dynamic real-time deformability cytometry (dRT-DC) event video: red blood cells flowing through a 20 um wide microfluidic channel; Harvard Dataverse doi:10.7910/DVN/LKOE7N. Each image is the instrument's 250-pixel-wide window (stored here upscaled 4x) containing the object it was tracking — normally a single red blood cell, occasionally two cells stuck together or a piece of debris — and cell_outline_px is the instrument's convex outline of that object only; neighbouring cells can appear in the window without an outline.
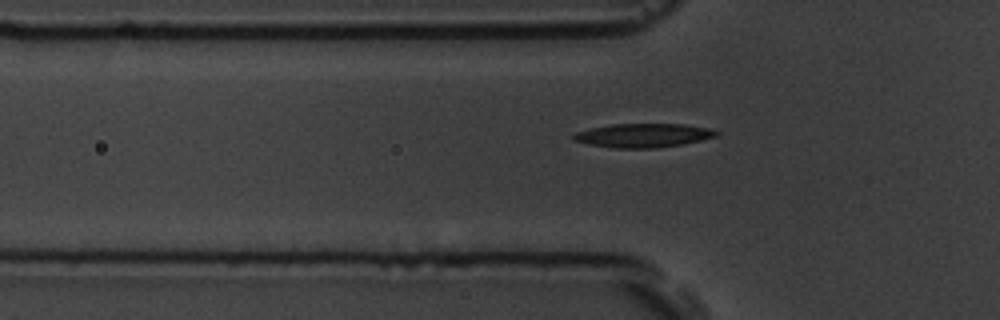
{"species": "common noctule bat (a hibernating species)", "species_latin": "Nyctalus noctula", "temperature_condition": "room temperature", "stored_images_in_passage": 37, "camera_frame_rate_fps": 3000, "um_per_image_px": 0.085, "animal": {"sex": "male", "body_mass_g": 19.5, "forearm_length_mm": 54.6}, "frame": {"image": 1, "passage_image": 2, "time_ms": 0.333, "image_size_px": [1000, 320], "cell_outline_px": [[720, 132], [716, 136], [700, 140], [680, 144], [656, 148], [616, 148], [588, 144], [572, 140], [572, 136], [576, 132], [592, 128], [612, 124], [684, 124], [708, 128]], "centroid_in_image_um": [54.65, 11.51], "position_along_channel_um": 71.1, "area_um2": 19.65}}
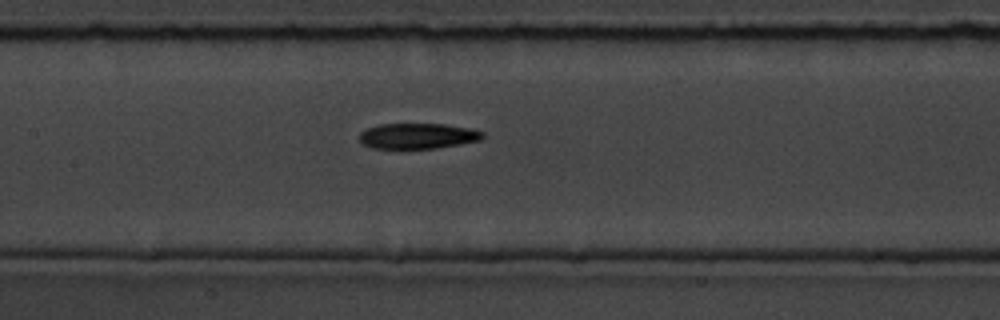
{"frame": {"image": 2, "passage_image": 10, "time_ms": 3.0, "image_size_px": [1000, 320], "cell_outline_px": [[484, 136], [480, 140], [460, 144], [436, 148], [372, 148], [364, 144], [360, 140], [360, 132], [368, 128], [380, 124], [444, 124], [468, 128], [484, 132]], "centroid_in_image_um": [35.51, 11.55], "position_along_channel_um": 171.9, "area_um2": 18.15}}
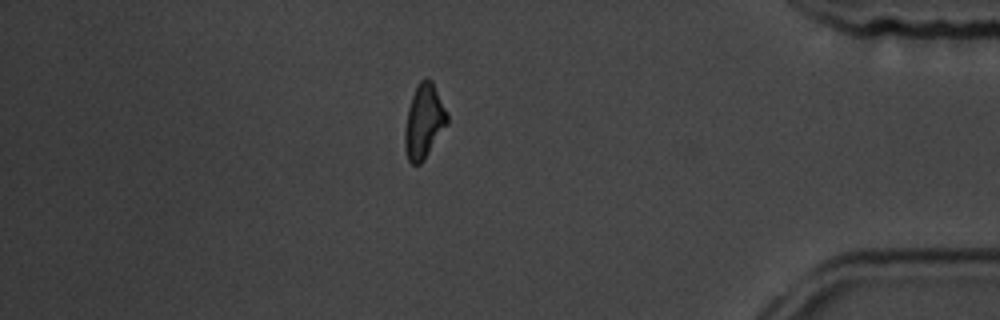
{"frame": {"image": 3, "passage_image": 31, "time_ms": 10.0, "image_size_px": [1000, 320], "cell_outline_px": [[448, 124], [424, 160], [420, 164], [412, 164], [408, 160], [404, 148], [404, 132], [408, 108], [412, 96], [420, 80], [424, 76], [428, 76], [432, 80], [448, 116]], "centroid_in_image_um": [36.03, 10.32], "position_along_channel_um": 399.2, "area_um2": 18.38}}